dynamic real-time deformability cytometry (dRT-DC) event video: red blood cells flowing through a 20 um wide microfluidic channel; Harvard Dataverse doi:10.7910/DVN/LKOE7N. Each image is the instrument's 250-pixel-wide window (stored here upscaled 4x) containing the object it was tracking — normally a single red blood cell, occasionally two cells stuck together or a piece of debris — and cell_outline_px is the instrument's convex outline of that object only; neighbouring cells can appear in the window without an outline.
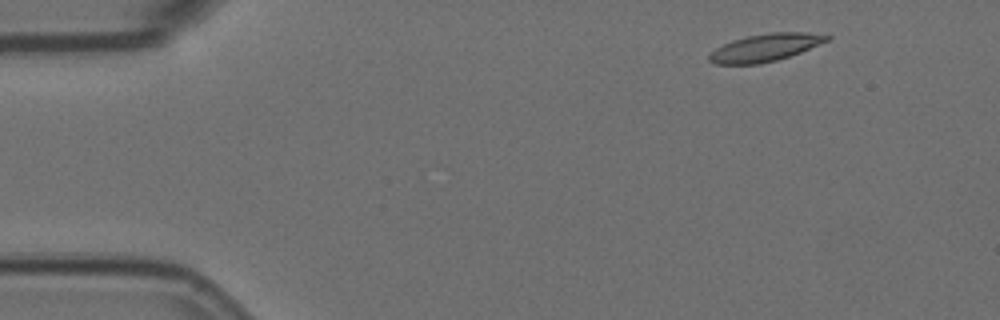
{"species": "Egyptian fruit bat (a non-hibernating species)", "species_latin": "Rousettus aegyptiacus", "temperature_condition": "room temperature", "stored_images_in_passage": 5, "camera_frame_rate_fps": 3000, "um_per_image_px": 0.085, "animal": {"sex": "female"}, "frame": {"image": 1, "passage_image": 1, "time_ms": 0.0, "image_size_px": [1000, 320], "cell_outline_px": [[832, 36], [828, 40], [800, 52], [776, 60], [760, 64], [716, 64], [708, 60], [708, 56], [716, 48], [732, 40], [748, 36], [772, 32], [804, 32]], "centroid_in_image_um": [65.02, 4.05], "position_along_channel_um": 20.0, "area_um2": 18.55}}
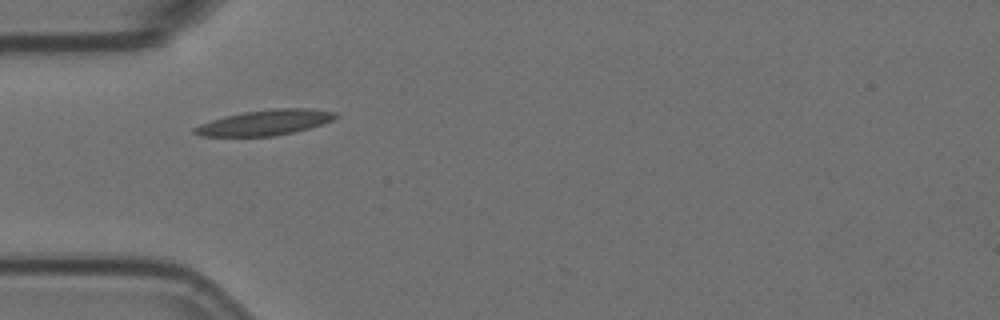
{"frame": {"image": 2, "passage_image": 4, "time_ms": 1.0, "image_size_px": [1000, 320], "cell_outline_px": [[336, 116], [332, 120], [308, 128], [292, 132], [272, 136], [200, 136], [192, 132], [192, 128], [200, 124], [224, 116], [244, 112], [276, 108], [308, 108], [336, 112]], "centroid_in_image_um": [22.47, 10.41], "position_along_channel_um": 62.5, "area_um2": 20.58}}
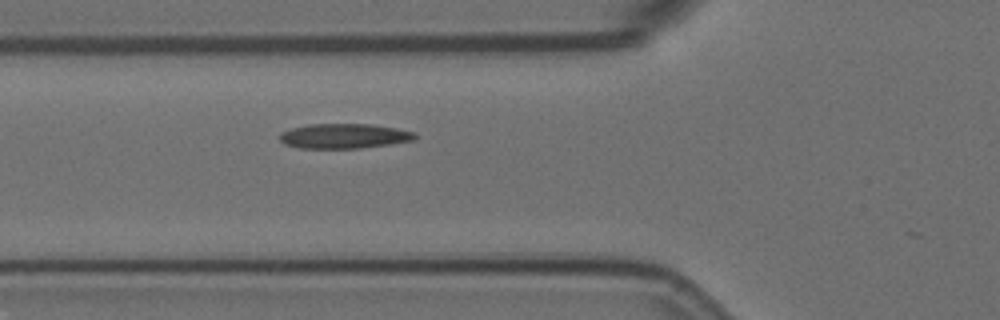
{"frame": {"image": 3, "passage_image": 5, "time_ms": 1.333, "image_size_px": [1000, 320], "cell_outline_px": [[416, 136], [412, 140], [388, 144], [360, 148], [300, 148], [284, 144], [280, 140], [280, 132], [292, 128], [308, 124], [372, 124], [396, 128], [416, 132]], "centroid_in_image_um": [29.22, 11.56], "position_along_channel_um": 96.6, "area_um2": 19.48}}